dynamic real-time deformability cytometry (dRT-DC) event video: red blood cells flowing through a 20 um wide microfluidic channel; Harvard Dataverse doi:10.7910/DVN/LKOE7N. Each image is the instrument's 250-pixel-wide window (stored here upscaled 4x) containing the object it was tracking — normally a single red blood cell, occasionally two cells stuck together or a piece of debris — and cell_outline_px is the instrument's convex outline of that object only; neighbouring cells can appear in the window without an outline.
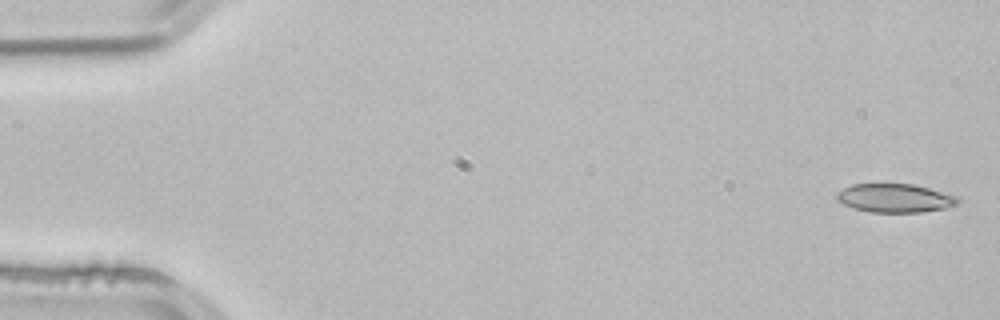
{"species": "common noctule bat (a hibernating species)", "species_latin": "Nyctalus noctula", "temperature_condition": "room temperature", "stored_images_in_passage": 4, "camera_frame_rate_fps": 3000, "um_per_image_px": 0.085, "animal": {"sex": "male", "body_mass_g": 21.5, "forearm_length_mm": 52.0}, "frame": {"image": 1, "passage_image": 1, "time_ms": 0.0, "image_size_px": [1000, 320], "cell_outline_px": [[960, 200], [956, 204], [944, 208], [920, 212], [868, 212], [844, 204], [836, 200], [836, 192], [852, 184], [912, 184], [928, 188], [956, 196]], "centroid_in_image_um": [76.03, 16.83], "position_along_channel_um": 9.0, "area_um2": 19.94}}
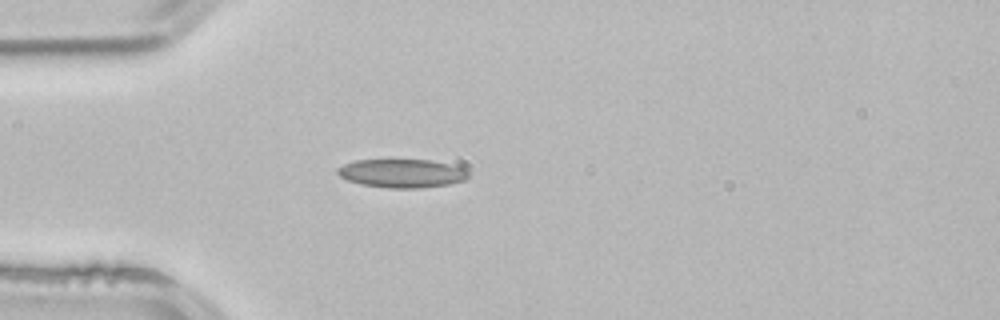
{"frame": {"image": 2, "passage_image": 4, "time_ms": 1.0, "image_size_px": [1000, 320], "cell_outline_px": [[468, 176], [464, 180], [448, 184], [420, 188], [388, 188], [360, 184], [348, 180], [340, 176], [336, 172], [336, 168], [344, 164], [356, 160], [432, 160], [464, 168], [468, 172]], "centroid_in_image_um": [34.14, 14.73], "position_along_channel_um": 50.9, "area_um2": 21.68}}